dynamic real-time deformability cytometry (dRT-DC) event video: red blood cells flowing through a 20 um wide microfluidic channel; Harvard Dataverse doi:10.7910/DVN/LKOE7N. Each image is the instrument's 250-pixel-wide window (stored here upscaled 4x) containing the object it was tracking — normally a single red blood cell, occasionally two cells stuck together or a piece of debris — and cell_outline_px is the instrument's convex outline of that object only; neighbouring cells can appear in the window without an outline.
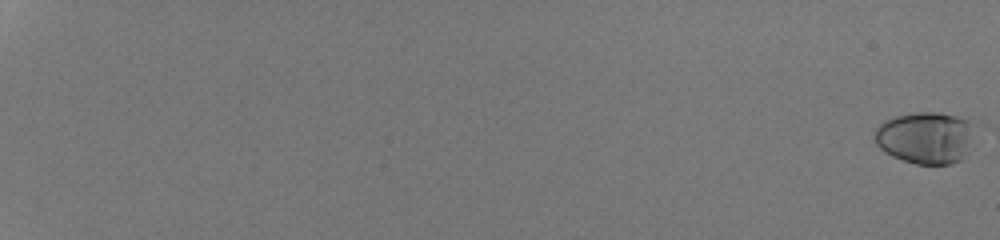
{"species": "human", "species_latin": "Homo sapiens", "temperature_condition": "room temperature", "stored_images_in_passage": 55, "camera_frame_rate_fps": 3000, "um_per_image_px": 0.085, "donor": {"sex": "male"}, "frame": {"image": 1, "passage_image": 1, "time_ms": 0.0, "image_size_px": [1000, 240], "cell_outline_px": [[980, 124], [972, 148], [960, 160], [952, 164], [916, 164], [892, 156], [880, 148], [876, 144], [876, 128], [880, 124], [896, 116], [916, 112], [936, 112], [956, 116]], "centroid_in_image_um": [78.81, 11.7], "position_along_channel_um": 6.2, "area_um2": 30.92}}
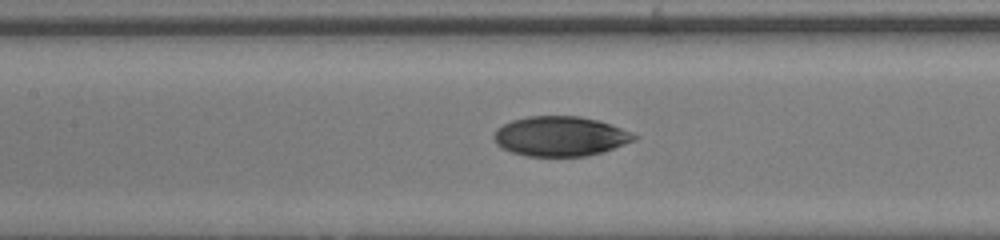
{"frame": {"image": 2, "passage_image": 32, "time_ms": 10.333, "image_size_px": [1000, 240], "cell_outline_px": [[640, 136], [636, 140], [604, 152], [588, 156], [528, 156], [512, 152], [496, 144], [492, 136], [496, 128], [512, 120], [528, 116], [580, 116], [600, 120], [632, 132]], "centroid_in_image_um": [47.66, 11.58], "position_along_channel_um": 159.7, "area_um2": 32.83}}
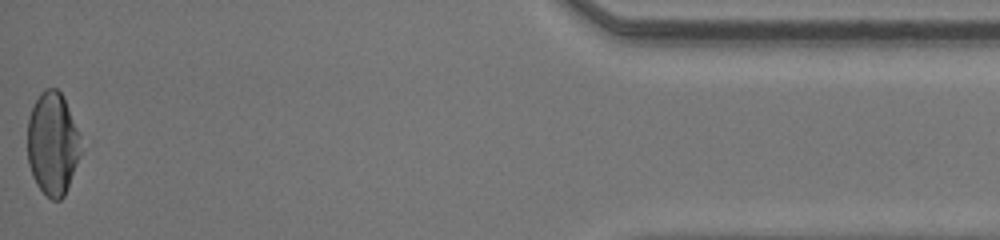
{"frame": {"image": 3, "passage_image": 55, "time_ms": 18.0, "image_size_px": [1000, 240], "cell_outline_px": [[80, 152], [64, 196], [60, 200], [52, 200], [36, 184], [32, 176], [28, 164], [28, 116], [40, 92], [44, 88], [56, 88], [64, 96], [80, 136]], "centroid_in_image_um": [4.45, 12.18], "position_along_channel_um": 430.8, "area_um2": 31.73}, "authors_computed_cell_mechanics": {"area_um2": 32.4258, "velocity_mm_per_s": 4.3155, "shape_relaxation_time_tau1_ms": 6.5002, "shape_relaxation_time_tau2_ms": 1.4636, "deformation_change_tau1": 0.2, "deformation_change_tau2": 0.0504}}